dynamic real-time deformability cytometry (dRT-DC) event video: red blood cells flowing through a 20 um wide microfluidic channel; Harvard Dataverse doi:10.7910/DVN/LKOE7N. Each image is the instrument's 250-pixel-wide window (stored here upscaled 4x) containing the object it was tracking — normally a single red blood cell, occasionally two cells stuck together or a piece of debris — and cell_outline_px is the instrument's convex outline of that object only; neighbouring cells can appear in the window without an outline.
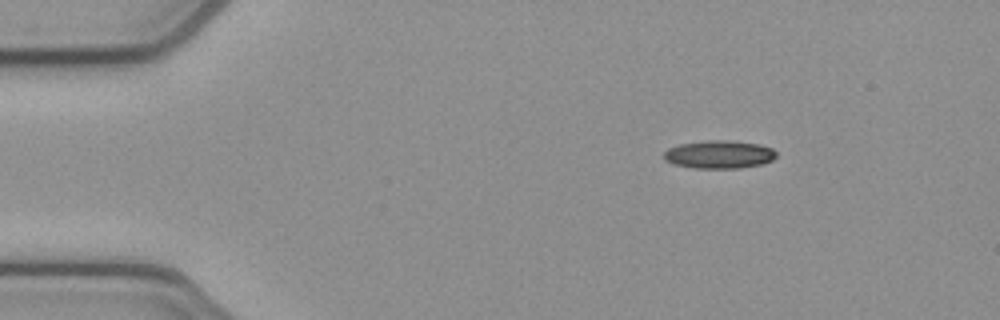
{"species": "common noctule bat (a hibernating species)", "species_latin": "Nyctalus noctula", "temperature_condition": "cold", "stored_images_in_passage": 46, "camera_frame_rate_fps": 3000, "um_per_image_px": 0.085, "animal": {"sex": "female", "body_mass_g": 21.9}, "frame": {"image": 1, "passage_image": 1, "time_ms": 0.0, "image_size_px": [1000, 320], "cell_outline_px": [[776, 156], [772, 160], [764, 164], [740, 168], [696, 168], [672, 164], [664, 160], [664, 152], [668, 148], [680, 144], [708, 140], [728, 140], [760, 144], [772, 148], [776, 152]], "centroid_in_image_um": [61.14, 13.13], "position_along_channel_um": 23.9, "area_um2": 18.5}}
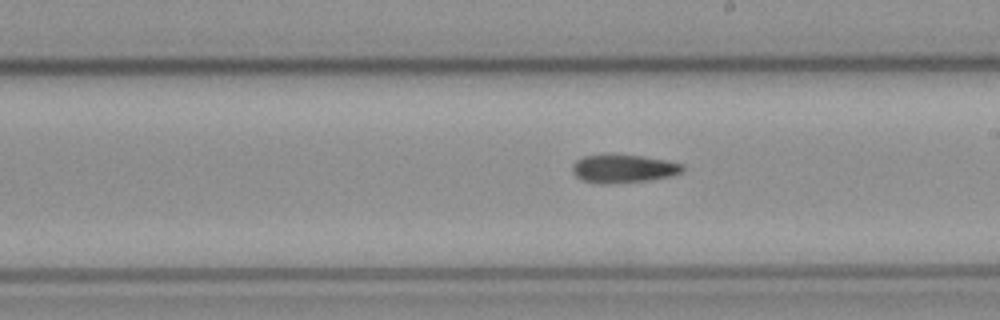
{"frame": {"image": 2, "passage_image": 23, "time_ms": 7.333, "image_size_px": [1000, 320], "cell_outline_px": [[684, 168], [680, 172], [672, 176], [648, 180], [608, 184], [596, 184], [580, 180], [572, 172], [572, 164], [576, 160], [584, 156], [640, 156], [664, 160], [684, 164]], "centroid_in_image_um": [52.95, 14.37], "position_along_channel_um": 236.0, "area_um2": 17.86}}
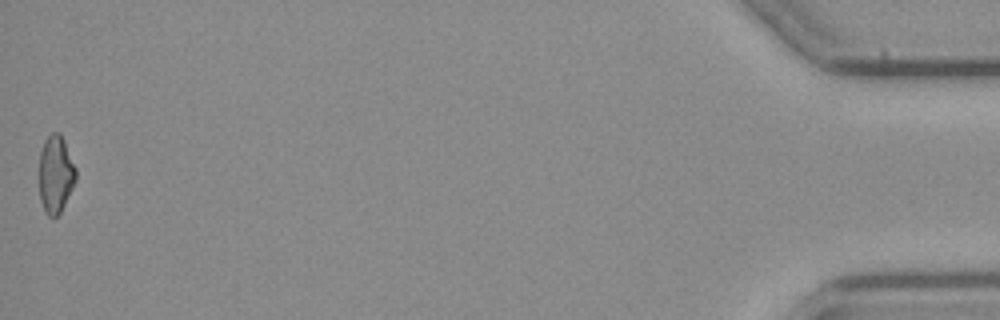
{"frame": {"image": 3, "passage_image": 46, "time_ms": 15.0, "image_size_px": [1000, 320], "cell_outline_px": [[76, 180], [60, 212], [56, 216], [48, 216], [40, 200], [40, 152], [44, 140], [52, 132], [60, 132], [64, 140], [76, 168]], "centroid_in_image_um": [4.73, 14.77], "position_along_channel_um": 430.5, "area_um2": 16.36}, "authors_computed_cell_mechanics": {"area_um2": 17.8602, "velocity_mm_per_s": 3.8721, "shape_relaxation_time_tau1_ms": null, "shape_relaxation_time_tau2_ms": 9.5708, "deformation_change_tau1": null, "deformation_change_tau2": 0.2267}}